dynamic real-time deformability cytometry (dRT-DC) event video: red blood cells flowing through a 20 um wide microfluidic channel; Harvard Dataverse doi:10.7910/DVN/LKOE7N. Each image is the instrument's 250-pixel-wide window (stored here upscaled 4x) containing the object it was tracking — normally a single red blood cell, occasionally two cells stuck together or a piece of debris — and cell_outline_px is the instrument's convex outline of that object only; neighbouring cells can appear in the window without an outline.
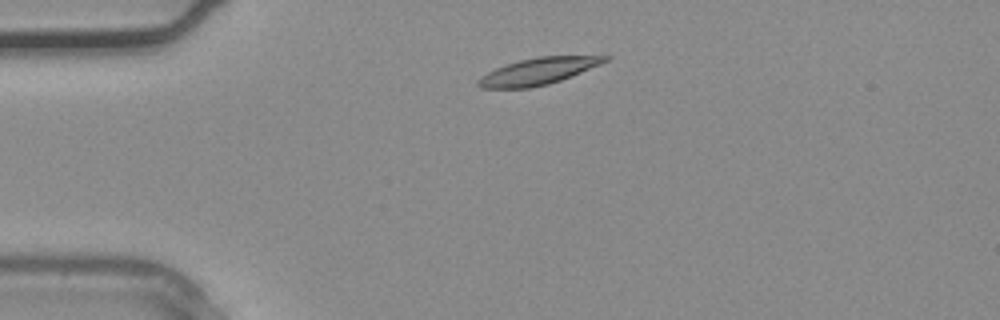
{"species": "common noctule bat (a hibernating species)", "species_latin": "Nyctalus noctula", "temperature_condition": "warm", "stored_images_in_passage": 2, "camera_frame_rate_fps": 3000, "um_per_image_px": 0.085, "animal": {"sex": "male", "body_mass_g": 20.4}, "frame": {"image": 1, "passage_image": 1, "time_ms": 0.0, "image_size_px": [1000, 320], "cell_outline_px": [[612, 56], [608, 60], [600, 64], [560, 80], [548, 84], [528, 88], [480, 88], [476, 84], [476, 80], [480, 76], [496, 68], [520, 60], [540, 56]], "centroid_in_image_um": [45.69, 6.06], "position_along_channel_um": 39.3, "area_um2": 19.42}}